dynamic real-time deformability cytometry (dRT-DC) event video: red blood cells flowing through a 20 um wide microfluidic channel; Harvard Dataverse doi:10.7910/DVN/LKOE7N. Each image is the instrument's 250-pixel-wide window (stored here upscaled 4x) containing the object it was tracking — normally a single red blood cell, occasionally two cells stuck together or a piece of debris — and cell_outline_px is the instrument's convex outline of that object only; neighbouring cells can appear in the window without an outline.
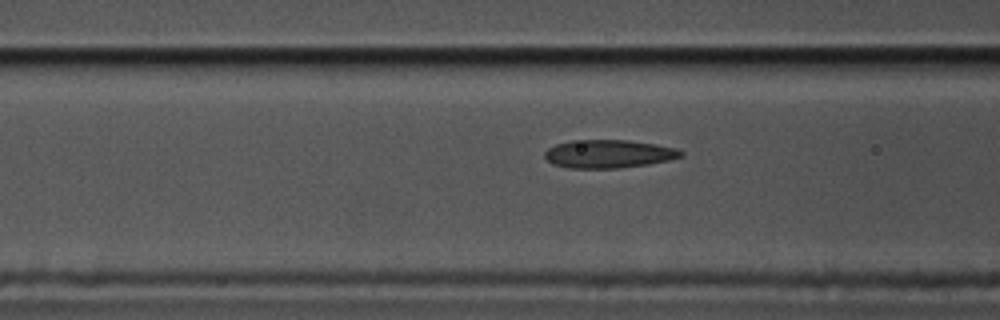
{"species": "common noctule bat (a hibernating species)", "species_latin": "Nyctalus noctula", "temperature_condition": "cold", "stored_images_in_passage": 14, "camera_frame_rate_fps": 3000, "um_per_image_px": 0.085, "animal": {"sex": "male", "body_mass_g": 17.5, "forearm_length_mm": 52.3}, "frame": {"image": 1, "passage_image": 12, "time_ms": 3.667, "image_size_px": [1000, 320], "cell_outline_px": [[684, 156], [668, 160], [648, 164], [620, 168], [568, 168], [552, 164], [544, 156], [544, 152], [548, 148], [556, 144], [572, 140], [628, 140], [656, 144], [676, 148], [684, 152]], "centroid_in_image_um": [51.73, 13.08], "position_along_channel_um": 114.9, "area_um2": 22.48}}